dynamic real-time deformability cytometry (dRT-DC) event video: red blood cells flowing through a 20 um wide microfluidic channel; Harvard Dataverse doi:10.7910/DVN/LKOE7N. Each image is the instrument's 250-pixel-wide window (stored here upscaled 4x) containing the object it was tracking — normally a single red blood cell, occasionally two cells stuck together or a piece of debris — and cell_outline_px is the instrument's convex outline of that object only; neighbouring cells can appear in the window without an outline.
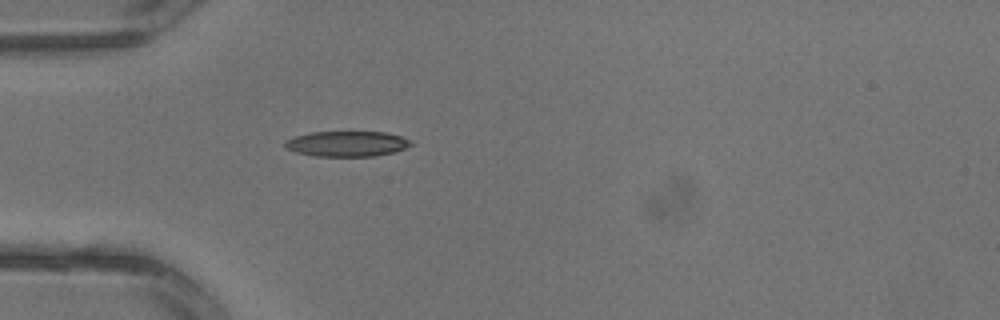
{"species": "common noctule bat (a hibernating species)", "species_latin": "Nyctalus noctula", "temperature_condition": "warm", "stored_images_in_passage": 1, "camera_frame_rate_fps": 3000, "um_per_image_px": 0.085, "animal": {"sex": "male", "body_mass_g": 13.3}, "frame": {"image": 1, "passage_image": 1, "time_ms": 0.0, "image_size_px": [1000, 320], "cell_outline_px": [[412, 144], [396, 152], [376, 156], [316, 156], [296, 152], [288, 148], [284, 144], [284, 140], [296, 136], [312, 132], [384, 132], [400, 136], [412, 140]], "centroid_in_image_um": [29.51, 12.22], "position_along_channel_um": 55.5, "area_um2": 18.55}}